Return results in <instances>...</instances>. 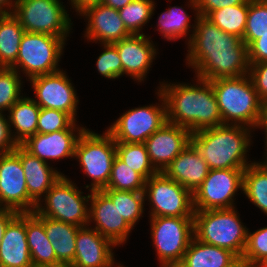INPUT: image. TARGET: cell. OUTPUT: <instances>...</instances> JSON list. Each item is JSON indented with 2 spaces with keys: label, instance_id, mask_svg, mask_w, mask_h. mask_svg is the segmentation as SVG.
Returning a JSON list of instances; mask_svg holds the SVG:
<instances>
[{
  "label": "cell",
  "instance_id": "6da1fadb",
  "mask_svg": "<svg viewBox=\"0 0 267 267\" xmlns=\"http://www.w3.org/2000/svg\"><path fill=\"white\" fill-rule=\"evenodd\" d=\"M195 16L186 60L196 77L211 81L248 74V46L242 39L222 31L205 16Z\"/></svg>",
  "mask_w": 267,
  "mask_h": 267
},
{
  "label": "cell",
  "instance_id": "7a4b0ae2",
  "mask_svg": "<svg viewBox=\"0 0 267 267\" xmlns=\"http://www.w3.org/2000/svg\"><path fill=\"white\" fill-rule=\"evenodd\" d=\"M196 82L191 86L162 83L159 88L166 103L167 121L191 133L223 124L211 83L198 77Z\"/></svg>",
  "mask_w": 267,
  "mask_h": 267
},
{
  "label": "cell",
  "instance_id": "3957f363",
  "mask_svg": "<svg viewBox=\"0 0 267 267\" xmlns=\"http://www.w3.org/2000/svg\"><path fill=\"white\" fill-rule=\"evenodd\" d=\"M250 128L222 124L191 134V143L208 164L209 169H245L246 153L251 142Z\"/></svg>",
  "mask_w": 267,
  "mask_h": 267
},
{
  "label": "cell",
  "instance_id": "277c9868",
  "mask_svg": "<svg viewBox=\"0 0 267 267\" xmlns=\"http://www.w3.org/2000/svg\"><path fill=\"white\" fill-rule=\"evenodd\" d=\"M209 82L213 87L223 124L259 128L263 102L259 99L249 74Z\"/></svg>",
  "mask_w": 267,
  "mask_h": 267
},
{
  "label": "cell",
  "instance_id": "5b68a950",
  "mask_svg": "<svg viewBox=\"0 0 267 267\" xmlns=\"http://www.w3.org/2000/svg\"><path fill=\"white\" fill-rule=\"evenodd\" d=\"M234 208L194 211V238L242 256L247 244L248 228L242 225Z\"/></svg>",
  "mask_w": 267,
  "mask_h": 267
},
{
  "label": "cell",
  "instance_id": "8992f818",
  "mask_svg": "<svg viewBox=\"0 0 267 267\" xmlns=\"http://www.w3.org/2000/svg\"><path fill=\"white\" fill-rule=\"evenodd\" d=\"M115 157L116 142L107 130L102 135L89 129L81 133L74 158L79 159L84 173L93 181L86 189L102 191L107 187Z\"/></svg>",
  "mask_w": 267,
  "mask_h": 267
},
{
  "label": "cell",
  "instance_id": "52a82bcc",
  "mask_svg": "<svg viewBox=\"0 0 267 267\" xmlns=\"http://www.w3.org/2000/svg\"><path fill=\"white\" fill-rule=\"evenodd\" d=\"M82 192L64 174L45 194L44 202L36 205L35 215L74 224L79 227L89 224V207L91 193L82 196ZM86 202V203H85Z\"/></svg>",
  "mask_w": 267,
  "mask_h": 267
},
{
  "label": "cell",
  "instance_id": "ba28073f",
  "mask_svg": "<svg viewBox=\"0 0 267 267\" xmlns=\"http://www.w3.org/2000/svg\"><path fill=\"white\" fill-rule=\"evenodd\" d=\"M66 38L44 33L25 32L16 63L11 67L26 74L28 79L38 75L52 74L60 71L58 62L62 55Z\"/></svg>",
  "mask_w": 267,
  "mask_h": 267
},
{
  "label": "cell",
  "instance_id": "9c48e42d",
  "mask_svg": "<svg viewBox=\"0 0 267 267\" xmlns=\"http://www.w3.org/2000/svg\"><path fill=\"white\" fill-rule=\"evenodd\" d=\"M151 238L160 267H176L194 237L193 217H150Z\"/></svg>",
  "mask_w": 267,
  "mask_h": 267
},
{
  "label": "cell",
  "instance_id": "30bf717a",
  "mask_svg": "<svg viewBox=\"0 0 267 267\" xmlns=\"http://www.w3.org/2000/svg\"><path fill=\"white\" fill-rule=\"evenodd\" d=\"M12 14L25 32L66 38L71 30V19L60 0H17Z\"/></svg>",
  "mask_w": 267,
  "mask_h": 267
},
{
  "label": "cell",
  "instance_id": "8fae6325",
  "mask_svg": "<svg viewBox=\"0 0 267 267\" xmlns=\"http://www.w3.org/2000/svg\"><path fill=\"white\" fill-rule=\"evenodd\" d=\"M144 193L152 205L150 217L194 215L192 193L163 172H157L146 180Z\"/></svg>",
  "mask_w": 267,
  "mask_h": 267
},
{
  "label": "cell",
  "instance_id": "7c38bea8",
  "mask_svg": "<svg viewBox=\"0 0 267 267\" xmlns=\"http://www.w3.org/2000/svg\"><path fill=\"white\" fill-rule=\"evenodd\" d=\"M156 94L161 105L128 110L107 129L116 143H144L167 122L164 96L159 90Z\"/></svg>",
  "mask_w": 267,
  "mask_h": 267
},
{
  "label": "cell",
  "instance_id": "4fadbf2b",
  "mask_svg": "<svg viewBox=\"0 0 267 267\" xmlns=\"http://www.w3.org/2000/svg\"><path fill=\"white\" fill-rule=\"evenodd\" d=\"M245 169H211L194 191V211L234 208V196L243 188Z\"/></svg>",
  "mask_w": 267,
  "mask_h": 267
},
{
  "label": "cell",
  "instance_id": "5bb4252c",
  "mask_svg": "<svg viewBox=\"0 0 267 267\" xmlns=\"http://www.w3.org/2000/svg\"><path fill=\"white\" fill-rule=\"evenodd\" d=\"M36 205L28 194L18 145L14 151L0 154V207L25 213L34 212Z\"/></svg>",
  "mask_w": 267,
  "mask_h": 267
},
{
  "label": "cell",
  "instance_id": "9a60e30c",
  "mask_svg": "<svg viewBox=\"0 0 267 267\" xmlns=\"http://www.w3.org/2000/svg\"><path fill=\"white\" fill-rule=\"evenodd\" d=\"M35 92V102L40 108L56 109L77 118L78 97L70 79L62 70L29 79ZM38 100V101H36Z\"/></svg>",
  "mask_w": 267,
  "mask_h": 267
},
{
  "label": "cell",
  "instance_id": "2e32d148",
  "mask_svg": "<svg viewBox=\"0 0 267 267\" xmlns=\"http://www.w3.org/2000/svg\"><path fill=\"white\" fill-rule=\"evenodd\" d=\"M191 134L188 129L167 121L144 142L149 160L157 172H163L191 143Z\"/></svg>",
  "mask_w": 267,
  "mask_h": 267
},
{
  "label": "cell",
  "instance_id": "e0dca14e",
  "mask_svg": "<svg viewBox=\"0 0 267 267\" xmlns=\"http://www.w3.org/2000/svg\"><path fill=\"white\" fill-rule=\"evenodd\" d=\"M90 203L88 226L90 221H94L96 226L93 229L102 236L110 239L116 246L124 244L134 228L120 214L116 203L103 191H91Z\"/></svg>",
  "mask_w": 267,
  "mask_h": 267
},
{
  "label": "cell",
  "instance_id": "ac0fdd59",
  "mask_svg": "<svg viewBox=\"0 0 267 267\" xmlns=\"http://www.w3.org/2000/svg\"><path fill=\"white\" fill-rule=\"evenodd\" d=\"M114 246L96 229L80 227L76 235L74 261L69 267H112L116 264L112 252Z\"/></svg>",
  "mask_w": 267,
  "mask_h": 267
},
{
  "label": "cell",
  "instance_id": "d6986e66",
  "mask_svg": "<svg viewBox=\"0 0 267 267\" xmlns=\"http://www.w3.org/2000/svg\"><path fill=\"white\" fill-rule=\"evenodd\" d=\"M79 14L88 20L84 37L90 41L109 44L132 35L126 29L118 10L102 3L87 7Z\"/></svg>",
  "mask_w": 267,
  "mask_h": 267
},
{
  "label": "cell",
  "instance_id": "ffe728a7",
  "mask_svg": "<svg viewBox=\"0 0 267 267\" xmlns=\"http://www.w3.org/2000/svg\"><path fill=\"white\" fill-rule=\"evenodd\" d=\"M145 34H132L131 36L113 43L122 63V74H127L135 80L144 81L155 59L154 44ZM152 42V43H151Z\"/></svg>",
  "mask_w": 267,
  "mask_h": 267
},
{
  "label": "cell",
  "instance_id": "44dd1931",
  "mask_svg": "<svg viewBox=\"0 0 267 267\" xmlns=\"http://www.w3.org/2000/svg\"><path fill=\"white\" fill-rule=\"evenodd\" d=\"M85 129L59 130L52 133H36L21 145L32 155L47 163V159L73 157L81 133ZM77 132L74 134V132Z\"/></svg>",
  "mask_w": 267,
  "mask_h": 267
},
{
  "label": "cell",
  "instance_id": "7402d4cb",
  "mask_svg": "<svg viewBox=\"0 0 267 267\" xmlns=\"http://www.w3.org/2000/svg\"><path fill=\"white\" fill-rule=\"evenodd\" d=\"M209 167L195 146L190 143L163 173L176 181L192 194L203 183L209 173Z\"/></svg>",
  "mask_w": 267,
  "mask_h": 267
},
{
  "label": "cell",
  "instance_id": "603a6c76",
  "mask_svg": "<svg viewBox=\"0 0 267 267\" xmlns=\"http://www.w3.org/2000/svg\"><path fill=\"white\" fill-rule=\"evenodd\" d=\"M0 267H33L26 238V212L7 226L0 244Z\"/></svg>",
  "mask_w": 267,
  "mask_h": 267
},
{
  "label": "cell",
  "instance_id": "cb8c5ba5",
  "mask_svg": "<svg viewBox=\"0 0 267 267\" xmlns=\"http://www.w3.org/2000/svg\"><path fill=\"white\" fill-rule=\"evenodd\" d=\"M19 158L26 178L29 197L36 204L41 203V197L45 196L63 174L50 168L48 163L32 155L22 145H19Z\"/></svg>",
  "mask_w": 267,
  "mask_h": 267
},
{
  "label": "cell",
  "instance_id": "d4e9b609",
  "mask_svg": "<svg viewBox=\"0 0 267 267\" xmlns=\"http://www.w3.org/2000/svg\"><path fill=\"white\" fill-rule=\"evenodd\" d=\"M43 223L45 233L53 246L57 267H69L75 257L76 235L79 226L36 215Z\"/></svg>",
  "mask_w": 267,
  "mask_h": 267
},
{
  "label": "cell",
  "instance_id": "484cf974",
  "mask_svg": "<svg viewBox=\"0 0 267 267\" xmlns=\"http://www.w3.org/2000/svg\"><path fill=\"white\" fill-rule=\"evenodd\" d=\"M26 238L33 267H57V258L45 233L44 223L33 212H26Z\"/></svg>",
  "mask_w": 267,
  "mask_h": 267
},
{
  "label": "cell",
  "instance_id": "4316f807",
  "mask_svg": "<svg viewBox=\"0 0 267 267\" xmlns=\"http://www.w3.org/2000/svg\"><path fill=\"white\" fill-rule=\"evenodd\" d=\"M236 258L237 256L229 250L204 243L193 237L176 267H226Z\"/></svg>",
  "mask_w": 267,
  "mask_h": 267
},
{
  "label": "cell",
  "instance_id": "83f0119b",
  "mask_svg": "<svg viewBox=\"0 0 267 267\" xmlns=\"http://www.w3.org/2000/svg\"><path fill=\"white\" fill-rule=\"evenodd\" d=\"M40 109L33 98L22 97L8 110L9 125L16 131L11 133L18 145L37 133Z\"/></svg>",
  "mask_w": 267,
  "mask_h": 267
},
{
  "label": "cell",
  "instance_id": "f1b7e54d",
  "mask_svg": "<svg viewBox=\"0 0 267 267\" xmlns=\"http://www.w3.org/2000/svg\"><path fill=\"white\" fill-rule=\"evenodd\" d=\"M25 33L19 20L12 13L0 14V66L11 68L19 53V46Z\"/></svg>",
  "mask_w": 267,
  "mask_h": 267
},
{
  "label": "cell",
  "instance_id": "f546056e",
  "mask_svg": "<svg viewBox=\"0 0 267 267\" xmlns=\"http://www.w3.org/2000/svg\"><path fill=\"white\" fill-rule=\"evenodd\" d=\"M243 193L267 214V160L252 162L243 172Z\"/></svg>",
  "mask_w": 267,
  "mask_h": 267
},
{
  "label": "cell",
  "instance_id": "4dcf8cb0",
  "mask_svg": "<svg viewBox=\"0 0 267 267\" xmlns=\"http://www.w3.org/2000/svg\"><path fill=\"white\" fill-rule=\"evenodd\" d=\"M248 14V0L212 11L207 18L222 31L243 39Z\"/></svg>",
  "mask_w": 267,
  "mask_h": 267
},
{
  "label": "cell",
  "instance_id": "1f68e13d",
  "mask_svg": "<svg viewBox=\"0 0 267 267\" xmlns=\"http://www.w3.org/2000/svg\"><path fill=\"white\" fill-rule=\"evenodd\" d=\"M102 191L113 203H116L120 214L133 228L144 213V191H119L112 189H103Z\"/></svg>",
  "mask_w": 267,
  "mask_h": 267
},
{
  "label": "cell",
  "instance_id": "d6a6232c",
  "mask_svg": "<svg viewBox=\"0 0 267 267\" xmlns=\"http://www.w3.org/2000/svg\"><path fill=\"white\" fill-rule=\"evenodd\" d=\"M116 156L145 180L157 173L149 160L144 143H116Z\"/></svg>",
  "mask_w": 267,
  "mask_h": 267
},
{
  "label": "cell",
  "instance_id": "836d02e7",
  "mask_svg": "<svg viewBox=\"0 0 267 267\" xmlns=\"http://www.w3.org/2000/svg\"><path fill=\"white\" fill-rule=\"evenodd\" d=\"M189 21H191L189 15L182 7L173 6L159 16L157 31L162 33V36L168 41H175L183 36H188L186 34L192 26Z\"/></svg>",
  "mask_w": 267,
  "mask_h": 267
},
{
  "label": "cell",
  "instance_id": "e575fe53",
  "mask_svg": "<svg viewBox=\"0 0 267 267\" xmlns=\"http://www.w3.org/2000/svg\"><path fill=\"white\" fill-rule=\"evenodd\" d=\"M146 180L117 156L114 159L110 180L105 189L144 191Z\"/></svg>",
  "mask_w": 267,
  "mask_h": 267
},
{
  "label": "cell",
  "instance_id": "d590c367",
  "mask_svg": "<svg viewBox=\"0 0 267 267\" xmlns=\"http://www.w3.org/2000/svg\"><path fill=\"white\" fill-rule=\"evenodd\" d=\"M154 6L153 0H132L118 12L126 29L131 34L140 35L143 34L140 33L141 29L154 14Z\"/></svg>",
  "mask_w": 267,
  "mask_h": 267
},
{
  "label": "cell",
  "instance_id": "8d00e7d4",
  "mask_svg": "<svg viewBox=\"0 0 267 267\" xmlns=\"http://www.w3.org/2000/svg\"><path fill=\"white\" fill-rule=\"evenodd\" d=\"M262 34H267V0H248L246 28L242 41L249 46Z\"/></svg>",
  "mask_w": 267,
  "mask_h": 267
},
{
  "label": "cell",
  "instance_id": "74e56055",
  "mask_svg": "<svg viewBox=\"0 0 267 267\" xmlns=\"http://www.w3.org/2000/svg\"><path fill=\"white\" fill-rule=\"evenodd\" d=\"M85 129L76 127L75 120L66 112L41 108L38 115L37 133L47 134L59 130Z\"/></svg>",
  "mask_w": 267,
  "mask_h": 267
},
{
  "label": "cell",
  "instance_id": "f35d334b",
  "mask_svg": "<svg viewBox=\"0 0 267 267\" xmlns=\"http://www.w3.org/2000/svg\"><path fill=\"white\" fill-rule=\"evenodd\" d=\"M13 68H0V111L9 110L21 95V78Z\"/></svg>",
  "mask_w": 267,
  "mask_h": 267
},
{
  "label": "cell",
  "instance_id": "ab89813d",
  "mask_svg": "<svg viewBox=\"0 0 267 267\" xmlns=\"http://www.w3.org/2000/svg\"><path fill=\"white\" fill-rule=\"evenodd\" d=\"M242 257L250 267H264L267 264V227L253 233L247 231V244Z\"/></svg>",
  "mask_w": 267,
  "mask_h": 267
},
{
  "label": "cell",
  "instance_id": "60d3db41",
  "mask_svg": "<svg viewBox=\"0 0 267 267\" xmlns=\"http://www.w3.org/2000/svg\"><path fill=\"white\" fill-rule=\"evenodd\" d=\"M103 52L97 58L96 66L99 73L108 79H116L122 75V63L117 47L113 43L103 44Z\"/></svg>",
  "mask_w": 267,
  "mask_h": 267
},
{
  "label": "cell",
  "instance_id": "b9f144b4",
  "mask_svg": "<svg viewBox=\"0 0 267 267\" xmlns=\"http://www.w3.org/2000/svg\"><path fill=\"white\" fill-rule=\"evenodd\" d=\"M248 74L259 99L267 101V61L251 64Z\"/></svg>",
  "mask_w": 267,
  "mask_h": 267
},
{
  "label": "cell",
  "instance_id": "7bdbcfd3",
  "mask_svg": "<svg viewBox=\"0 0 267 267\" xmlns=\"http://www.w3.org/2000/svg\"><path fill=\"white\" fill-rule=\"evenodd\" d=\"M247 0H189L196 14L207 17L212 11L245 3Z\"/></svg>",
  "mask_w": 267,
  "mask_h": 267
},
{
  "label": "cell",
  "instance_id": "ee69618b",
  "mask_svg": "<svg viewBox=\"0 0 267 267\" xmlns=\"http://www.w3.org/2000/svg\"><path fill=\"white\" fill-rule=\"evenodd\" d=\"M0 111V154L14 151L18 144L12 136L8 118Z\"/></svg>",
  "mask_w": 267,
  "mask_h": 267
},
{
  "label": "cell",
  "instance_id": "f6af8a7d",
  "mask_svg": "<svg viewBox=\"0 0 267 267\" xmlns=\"http://www.w3.org/2000/svg\"><path fill=\"white\" fill-rule=\"evenodd\" d=\"M249 64L267 61V34H262L248 46Z\"/></svg>",
  "mask_w": 267,
  "mask_h": 267
},
{
  "label": "cell",
  "instance_id": "bcb514c9",
  "mask_svg": "<svg viewBox=\"0 0 267 267\" xmlns=\"http://www.w3.org/2000/svg\"><path fill=\"white\" fill-rule=\"evenodd\" d=\"M19 214L11 209H0V244L8 224Z\"/></svg>",
  "mask_w": 267,
  "mask_h": 267
},
{
  "label": "cell",
  "instance_id": "7dc6e473",
  "mask_svg": "<svg viewBox=\"0 0 267 267\" xmlns=\"http://www.w3.org/2000/svg\"><path fill=\"white\" fill-rule=\"evenodd\" d=\"M72 8L75 9L77 13H81L87 7L100 4L102 0H70Z\"/></svg>",
  "mask_w": 267,
  "mask_h": 267
},
{
  "label": "cell",
  "instance_id": "c3c4849f",
  "mask_svg": "<svg viewBox=\"0 0 267 267\" xmlns=\"http://www.w3.org/2000/svg\"><path fill=\"white\" fill-rule=\"evenodd\" d=\"M132 0H102V4L120 10L129 4Z\"/></svg>",
  "mask_w": 267,
  "mask_h": 267
},
{
  "label": "cell",
  "instance_id": "681fc988",
  "mask_svg": "<svg viewBox=\"0 0 267 267\" xmlns=\"http://www.w3.org/2000/svg\"><path fill=\"white\" fill-rule=\"evenodd\" d=\"M16 2L17 0L15 1L14 0L13 1L12 0H0V14L1 13H12L15 8Z\"/></svg>",
  "mask_w": 267,
  "mask_h": 267
},
{
  "label": "cell",
  "instance_id": "f907efd6",
  "mask_svg": "<svg viewBox=\"0 0 267 267\" xmlns=\"http://www.w3.org/2000/svg\"><path fill=\"white\" fill-rule=\"evenodd\" d=\"M259 128L265 129V134H266V142H265V147H267V101L263 102V108H262V119Z\"/></svg>",
  "mask_w": 267,
  "mask_h": 267
},
{
  "label": "cell",
  "instance_id": "816d5d0a",
  "mask_svg": "<svg viewBox=\"0 0 267 267\" xmlns=\"http://www.w3.org/2000/svg\"><path fill=\"white\" fill-rule=\"evenodd\" d=\"M226 267H250V266L242 256H239Z\"/></svg>",
  "mask_w": 267,
  "mask_h": 267
},
{
  "label": "cell",
  "instance_id": "f5cc1de1",
  "mask_svg": "<svg viewBox=\"0 0 267 267\" xmlns=\"http://www.w3.org/2000/svg\"><path fill=\"white\" fill-rule=\"evenodd\" d=\"M121 264H118V266H116V267H124L123 265H121ZM112 267H115V265H113Z\"/></svg>",
  "mask_w": 267,
  "mask_h": 267
}]
</instances>
